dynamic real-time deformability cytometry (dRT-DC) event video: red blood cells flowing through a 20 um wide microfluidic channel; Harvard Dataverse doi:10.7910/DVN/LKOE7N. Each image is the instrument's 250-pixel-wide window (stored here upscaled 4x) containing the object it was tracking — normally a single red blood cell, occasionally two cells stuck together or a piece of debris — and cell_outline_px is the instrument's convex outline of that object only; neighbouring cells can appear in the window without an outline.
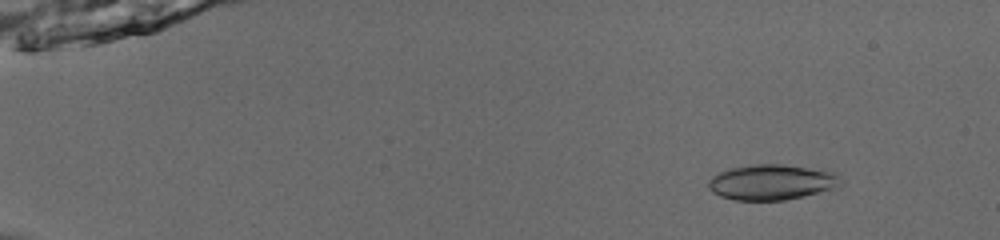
{"species": "common noctule bat (a hibernating species)", "species_latin": "Nyctalus noctula", "temperature_condition": "room temperature", "stored_images_in_passage": 53, "camera_frame_rate_fps": 3000, "um_per_image_px": 0.085, "animal": {"sex": "male", "body_mass_g": 13.0, "forearm_length_mm": 53.1}, "frame": {"image": 1, "passage_image": 7, "time_ms": 2.0, "image_size_px": [1000, 240], "cell_outline_px": [[844, 180], [840, 184], [832, 188], [804, 196], [784, 200], [736, 200], [720, 196], [712, 192], [708, 188], [708, 180], [712, 176], [720, 172], [732, 168], [752, 164], [784, 164], [836, 172]], "centroid_in_image_um": [65.59, 15.48], "position_along_channel_um": 19.4, "area_um2": 27.28}}
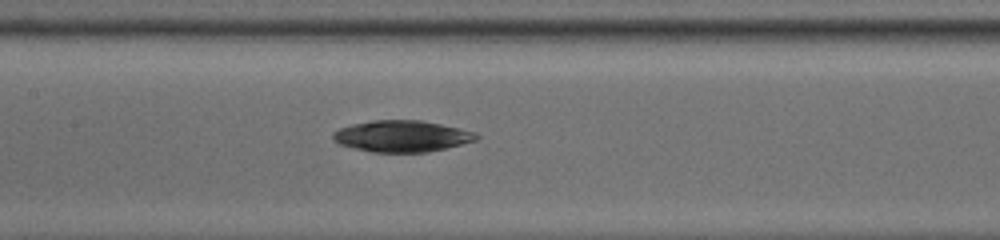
{"frame": {"image": 2, "passage_image": 28, "time_ms": 9.0, "image_size_px": [1000, 240], "cell_outline_px": [[480, 136], [476, 140], [428, 152], [372, 152], [340, 144], [332, 140], [332, 132], [340, 128], [352, 124], [372, 120], [420, 120], [440, 124], [476, 132]], "centroid_in_image_um": [34.13, 11.57], "position_along_channel_um": 173.3, "area_um2": 26.07}}
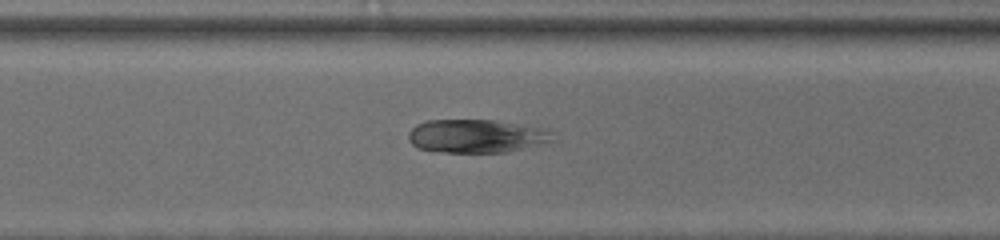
{"frame": {"image": 3, "passage_image": 40, "time_ms": 13.0, "image_size_px": [1000, 240], "cell_outline_px": [[556, 140], [540, 144], [504, 152], [432, 152], [420, 148], [412, 144], [408, 140], [408, 132], [416, 124], [428, 120], [492, 120], [528, 124], [548, 128], [556, 132]], "centroid_in_image_um": [40.57, 11.55], "position_along_channel_um": 330.0, "area_um2": 28.61}, "authors_computed_cell_mechanics": {"area_um2": 26.5302, "velocity_mm_per_s": 3.9301, "shape_relaxation_time_tau1_ms": 1.1509, "shape_relaxation_time_tau2_ms": 2.2748, "deformation_change_tau1": 0.0437, "deformation_change_tau2": 0.0332}}